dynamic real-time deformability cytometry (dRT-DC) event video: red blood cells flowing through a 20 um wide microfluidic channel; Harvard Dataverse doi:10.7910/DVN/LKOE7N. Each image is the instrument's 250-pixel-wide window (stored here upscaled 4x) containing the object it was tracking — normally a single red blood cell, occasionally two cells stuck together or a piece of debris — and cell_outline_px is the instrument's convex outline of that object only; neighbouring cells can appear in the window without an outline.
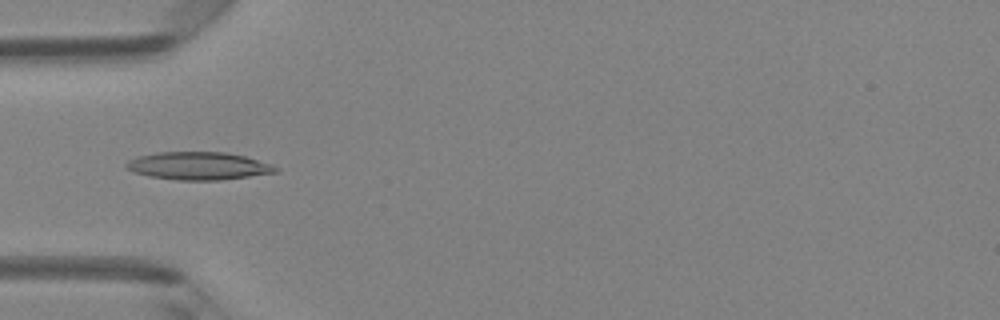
{"species": "Egyptian fruit bat (a non-hibernating species)", "species_latin": "Rousettus aegyptiacus", "temperature_condition": "room temperature", "stored_images_in_passage": 38, "camera_frame_rate_fps": 3000, "um_per_image_px": 0.085, "animal": {"sex": "female"}, "frame": {"image": 1, "passage_image": 5, "time_ms": 1.333, "image_size_px": [1000, 320], "cell_outline_px": [[280, 172], [220, 180], [176, 180], [152, 176], [136, 172], [128, 168], [124, 164], [128, 160], [136, 156], [156, 152], [228, 152], [244, 156], [272, 164], [280, 168]], "centroid_in_image_um": [16.91, 14.09], "position_along_channel_um": 68.1, "area_um2": 24.22}}
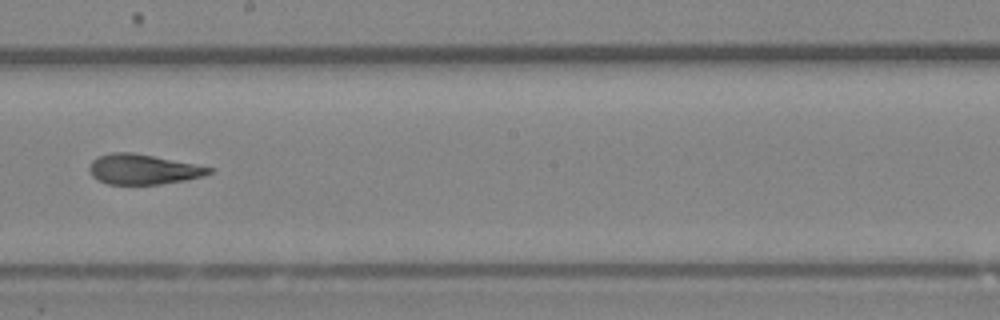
{"frame": {"image": 2, "passage_image": 17, "time_ms": 5.333, "image_size_px": [1000, 320], "cell_outline_px": [[212, 172], [204, 176], [184, 180], [160, 184], [108, 184], [92, 176], [88, 168], [92, 160], [100, 156], [112, 152], [132, 152], [212, 168]], "centroid_in_image_um": [12.12, 14.39], "position_along_channel_um": 236.1, "area_um2": 20.58}}
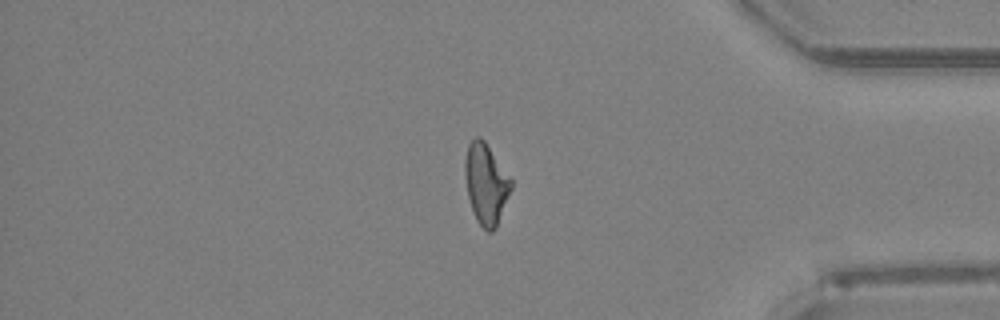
{"frame": {"image": 3, "passage_image": 30, "time_ms": 9.667, "image_size_px": [1000, 320], "cell_outline_px": [[512, 188], [496, 228], [492, 232], [488, 232], [476, 220], [472, 212], [468, 196], [464, 176], [464, 160], [468, 144], [476, 136], [480, 136], [484, 140], [512, 180]], "centroid_in_image_um": [41.29, 15.63], "position_along_channel_um": 393.9, "area_um2": 21.73}, "authors_computed_cell_mechanics": {"area_um2": 21.7039, "velocity_mm_per_s": 4.216, "shape_relaxation_time_tau1_ms": 8.1594, "shape_relaxation_time_tau2_ms": 2.3022, "deformation_change_tau1": 0.2234, "deformation_change_tau2": 0.1041}}